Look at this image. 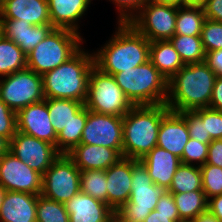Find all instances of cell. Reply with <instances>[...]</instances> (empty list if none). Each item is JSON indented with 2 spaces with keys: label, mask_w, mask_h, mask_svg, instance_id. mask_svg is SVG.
Returning <instances> with one entry per match:
<instances>
[{
  "label": "cell",
  "mask_w": 222,
  "mask_h": 222,
  "mask_svg": "<svg viewBox=\"0 0 222 222\" xmlns=\"http://www.w3.org/2000/svg\"><path fill=\"white\" fill-rule=\"evenodd\" d=\"M216 77L206 62L184 65L168 80L165 104L175 112L208 108Z\"/></svg>",
  "instance_id": "obj_1"
},
{
  "label": "cell",
  "mask_w": 222,
  "mask_h": 222,
  "mask_svg": "<svg viewBox=\"0 0 222 222\" xmlns=\"http://www.w3.org/2000/svg\"><path fill=\"white\" fill-rule=\"evenodd\" d=\"M117 24L114 36L93 52L95 67L108 75L135 68L150 59V41L129 23Z\"/></svg>",
  "instance_id": "obj_2"
},
{
  "label": "cell",
  "mask_w": 222,
  "mask_h": 222,
  "mask_svg": "<svg viewBox=\"0 0 222 222\" xmlns=\"http://www.w3.org/2000/svg\"><path fill=\"white\" fill-rule=\"evenodd\" d=\"M93 53L80 49L67 62L42 75L46 99H72L85 103Z\"/></svg>",
  "instance_id": "obj_3"
},
{
  "label": "cell",
  "mask_w": 222,
  "mask_h": 222,
  "mask_svg": "<svg viewBox=\"0 0 222 222\" xmlns=\"http://www.w3.org/2000/svg\"><path fill=\"white\" fill-rule=\"evenodd\" d=\"M169 110L165 103L134 106L123 117L122 156L140 160L157 146L159 126Z\"/></svg>",
  "instance_id": "obj_4"
},
{
  "label": "cell",
  "mask_w": 222,
  "mask_h": 222,
  "mask_svg": "<svg viewBox=\"0 0 222 222\" xmlns=\"http://www.w3.org/2000/svg\"><path fill=\"white\" fill-rule=\"evenodd\" d=\"M112 76L134 106L166 103L168 81L150 60Z\"/></svg>",
  "instance_id": "obj_5"
},
{
  "label": "cell",
  "mask_w": 222,
  "mask_h": 222,
  "mask_svg": "<svg viewBox=\"0 0 222 222\" xmlns=\"http://www.w3.org/2000/svg\"><path fill=\"white\" fill-rule=\"evenodd\" d=\"M82 40L77 32L54 28L27 54V68L40 75L57 68L81 49Z\"/></svg>",
  "instance_id": "obj_6"
},
{
  "label": "cell",
  "mask_w": 222,
  "mask_h": 222,
  "mask_svg": "<svg viewBox=\"0 0 222 222\" xmlns=\"http://www.w3.org/2000/svg\"><path fill=\"white\" fill-rule=\"evenodd\" d=\"M164 189L154 184L145 166L132 159V181L129 201L115 211L117 222H144L151 211L155 210L157 202Z\"/></svg>",
  "instance_id": "obj_7"
},
{
  "label": "cell",
  "mask_w": 222,
  "mask_h": 222,
  "mask_svg": "<svg viewBox=\"0 0 222 222\" xmlns=\"http://www.w3.org/2000/svg\"><path fill=\"white\" fill-rule=\"evenodd\" d=\"M84 106L96 113L124 117L134 105L117 85L114 77L95 66L89 74Z\"/></svg>",
  "instance_id": "obj_8"
},
{
  "label": "cell",
  "mask_w": 222,
  "mask_h": 222,
  "mask_svg": "<svg viewBox=\"0 0 222 222\" xmlns=\"http://www.w3.org/2000/svg\"><path fill=\"white\" fill-rule=\"evenodd\" d=\"M4 78L0 79V99L14 112L45 99L42 75L31 69L25 68Z\"/></svg>",
  "instance_id": "obj_9"
},
{
  "label": "cell",
  "mask_w": 222,
  "mask_h": 222,
  "mask_svg": "<svg viewBox=\"0 0 222 222\" xmlns=\"http://www.w3.org/2000/svg\"><path fill=\"white\" fill-rule=\"evenodd\" d=\"M178 7L147 1L129 24L148 41L170 40L175 35Z\"/></svg>",
  "instance_id": "obj_10"
},
{
  "label": "cell",
  "mask_w": 222,
  "mask_h": 222,
  "mask_svg": "<svg viewBox=\"0 0 222 222\" xmlns=\"http://www.w3.org/2000/svg\"><path fill=\"white\" fill-rule=\"evenodd\" d=\"M80 172L67 154H61L42 177V195L65 204L80 192Z\"/></svg>",
  "instance_id": "obj_11"
},
{
  "label": "cell",
  "mask_w": 222,
  "mask_h": 222,
  "mask_svg": "<svg viewBox=\"0 0 222 222\" xmlns=\"http://www.w3.org/2000/svg\"><path fill=\"white\" fill-rule=\"evenodd\" d=\"M123 117L96 113L87 109V120L82 132V144L105 146L123 150Z\"/></svg>",
  "instance_id": "obj_12"
},
{
  "label": "cell",
  "mask_w": 222,
  "mask_h": 222,
  "mask_svg": "<svg viewBox=\"0 0 222 222\" xmlns=\"http://www.w3.org/2000/svg\"><path fill=\"white\" fill-rule=\"evenodd\" d=\"M42 177L10 151L0 157V185L6 191L41 195Z\"/></svg>",
  "instance_id": "obj_13"
},
{
  "label": "cell",
  "mask_w": 222,
  "mask_h": 222,
  "mask_svg": "<svg viewBox=\"0 0 222 222\" xmlns=\"http://www.w3.org/2000/svg\"><path fill=\"white\" fill-rule=\"evenodd\" d=\"M9 151L42 176L61 155L56 146L19 131L10 140Z\"/></svg>",
  "instance_id": "obj_14"
},
{
  "label": "cell",
  "mask_w": 222,
  "mask_h": 222,
  "mask_svg": "<svg viewBox=\"0 0 222 222\" xmlns=\"http://www.w3.org/2000/svg\"><path fill=\"white\" fill-rule=\"evenodd\" d=\"M17 131L56 146L57 134L51 124L46 98L30 104L16 113Z\"/></svg>",
  "instance_id": "obj_15"
},
{
  "label": "cell",
  "mask_w": 222,
  "mask_h": 222,
  "mask_svg": "<svg viewBox=\"0 0 222 222\" xmlns=\"http://www.w3.org/2000/svg\"><path fill=\"white\" fill-rule=\"evenodd\" d=\"M69 222H112L115 211L105 202L83 192L74 195L65 204Z\"/></svg>",
  "instance_id": "obj_16"
},
{
  "label": "cell",
  "mask_w": 222,
  "mask_h": 222,
  "mask_svg": "<svg viewBox=\"0 0 222 222\" xmlns=\"http://www.w3.org/2000/svg\"><path fill=\"white\" fill-rule=\"evenodd\" d=\"M1 34L30 53L54 29L52 25H31L25 20L0 19Z\"/></svg>",
  "instance_id": "obj_17"
},
{
  "label": "cell",
  "mask_w": 222,
  "mask_h": 222,
  "mask_svg": "<svg viewBox=\"0 0 222 222\" xmlns=\"http://www.w3.org/2000/svg\"><path fill=\"white\" fill-rule=\"evenodd\" d=\"M106 172L107 204L116 211L129 201L132 181V159L122 157Z\"/></svg>",
  "instance_id": "obj_18"
},
{
  "label": "cell",
  "mask_w": 222,
  "mask_h": 222,
  "mask_svg": "<svg viewBox=\"0 0 222 222\" xmlns=\"http://www.w3.org/2000/svg\"><path fill=\"white\" fill-rule=\"evenodd\" d=\"M190 139L185 119L179 112L169 110L162 118L157 136V146L181 158Z\"/></svg>",
  "instance_id": "obj_19"
},
{
  "label": "cell",
  "mask_w": 222,
  "mask_h": 222,
  "mask_svg": "<svg viewBox=\"0 0 222 222\" xmlns=\"http://www.w3.org/2000/svg\"><path fill=\"white\" fill-rule=\"evenodd\" d=\"M0 19L25 20L31 25H51L47 0H3Z\"/></svg>",
  "instance_id": "obj_20"
},
{
  "label": "cell",
  "mask_w": 222,
  "mask_h": 222,
  "mask_svg": "<svg viewBox=\"0 0 222 222\" xmlns=\"http://www.w3.org/2000/svg\"><path fill=\"white\" fill-rule=\"evenodd\" d=\"M139 161L147 169L152 182L165 191L169 189L176 169L181 164L179 157L158 146Z\"/></svg>",
  "instance_id": "obj_21"
},
{
  "label": "cell",
  "mask_w": 222,
  "mask_h": 222,
  "mask_svg": "<svg viewBox=\"0 0 222 222\" xmlns=\"http://www.w3.org/2000/svg\"><path fill=\"white\" fill-rule=\"evenodd\" d=\"M67 155L74 161L80 171L95 169L107 170L123 157L113 148L82 143Z\"/></svg>",
  "instance_id": "obj_22"
},
{
  "label": "cell",
  "mask_w": 222,
  "mask_h": 222,
  "mask_svg": "<svg viewBox=\"0 0 222 222\" xmlns=\"http://www.w3.org/2000/svg\"><path fill=\"white\" fill-rule=\"evenodd\" d=\"M38 195L6 191L0 207V222H37Z\"/></svg>",
  "instance_id": "obj_23"
},
{
  "label": "cell",
  "mask_w": 222,
  "mask_h": 222,
  "mask_svg": "<svg viewBox=\"0 0 222 222\" xmlns=\"http://www.w3.org/2000/svg\"><path fill=\"white\" fill-rule=\"evenodd\" d=\"M51 25L57 29L79 32L78 21L92 0H47Z\"/></svg>",
  "instance_id": "obj_24"
},
{
  "label": "cell",
  "mask_w": 222,
  "mask_h": 222,
  "mask_svg": "<svg viewBox=\"0 0 222 222\" xmlns=\"http://www.w3.org/2000/svg\"><path fill=\"white\" fill-rule=\"evenodd\" d=\"M149 60L167 81L185 65L170 40L150 42Z\"/></svg>",
  "instance_id": "obj_25"
},
{
  "label": "cell",
  "mask_w": 222,
  "mask_h": 222,
  "mask_svg": "<svg viewBox=\"0 0 222 222\" xmlns=\"http://www.w3.org/2000/svg\"><path fill=\"white\" fill-rule=\"evenodd\" d=\"M27 68V56L12 40L0 35V77Z\"/></svg>",
  "instance_id": "obj_26"
},
{
  "label": "cell",
  "mask_w": 222,
  "mask_h": 222,
  "mask_svg": "<svg viewBox=\"0 0 222 222\" xmlns=\"http://www.w3.org/2000/svg\"><path fill=\"white\" fill-rule=\"evenodd\" d=\"M46 104L56 134L70 124L73 116L84 107L83 102L72 99H46Z\"/></svg>",
  "instance_id": "obj_27"
},
{
  "label": "cell",
  "mask_w": 222,
  "mask_h": 222,
  "mask_svg": "<svg viewBox=\"0 0 222 222\" xmlns=\"http://www.w3.org/2000/svg\"><path fill=\"white\" fill-rule=\"evenodd\" d=\"M86 120L87 108L84 106L73 116L71 123L57 134L56 149L60 154H68L80 144Z\"/></svg>",
  "instance_id": "obj_28"
},
{
  "label": "cell",
  "mask_w": 222,
  "mask_h": 222,
  "mask_svg": "<svg viewBox=\"0 0 222 222\" xmlns=\"http://www.w3.org/2000/svg\"><path fill=\"white\" fill-rule=\"evenodd\" d=\"M205 19L202 7H178L175 35L200 36Z\"/></svg>",
  "instance_id": "obj_29"
},
{
  "label": "cell",
  "mask_w": 222,
  "mask_h": 222,
  "mask_svg": "<svg viewBox=\"0 0 222 222\" xmlns=\"http://www.w3.org/2000/svg\"><path fill=\"white\" fill-rule=\"evenodd\" d=\"M173 194L180 220H194L207 211L208 200L203 190Z\"/></svg>",
  "instance_id": "obj_30"
},
{
  "label": "cell",
  "mask_w": 222,
  "mask_h": 222,
  "mask_svg": "<svg viewBox=\"0 0 222 222\" xmlns=\"http://www.w3.org/2000/svg\"><path fill=\"white\" fill-rule=\"evenodd\" d=\"M202 190L200 166L181 163L173 176L167 191L170 193H186Z\"/></svg>",
  "instance_id": "obj_31"
},
{
  "label": "cell",
  "mask_w": 222,
  "mask_h": 222,
  "mask_svg": "<svg viewBox=\"0 0 222 222\" xmlns=\"http://www.w3.org/2000/svg\"><path fill=\"white\" fill-rule=\"evenodd\" d=\"M170 42L185 65L205 62L206 53L200 36L174 35Z\"/></svg>",
  "instance_id": "obj_32"
},
{
  "label": "cell",
  "mask_w": 222,
  "mask_h": 222,
  "mask_svg": "<svg viewBox=\"0 0 222 222\" xmlns=\"http://www.w3.org/2000/svg\"><path fill=\"white\" fill-rule=\"evenodd\" d=\"M107 179L105 170H84L80 172V192L88 194L107 204Z\"/></svg>",
  "instance_id": "obj_33"
},
{
  "label": "cell",
  "mask_w": 222,
  "mask_h": 222,
  "mask_svg": "<svg viewBox=\"0 0 222 222\" xmlns=\"http://www.w3.org/2000/svg\"><path fill=\"white\" fill-rule=\"evenodd\" d=\"M37 222H69V214L63 203L38 195Z\"/></svg>",
  "instance_id": "obj_34"
},
{
  "label": "cell",
  "mask_w": 222,
  "mask_h": 222,
  "mask_svg": "<svg viewBox=\"0 0 222 222\" xmlns=\"http://www.w3.org/2000/svg\"><path fill=\"white\" fill-rule=\"evenodd\" d=\"M202 190L206 199L222 194V168L211 164L200 166Z\"/></svg>",
  "instance_id": "obj_35"
},
{
  "label": "cell",
  "mask_w": 222,
  "mask_h": 222,
  "mask_svg": "<svg viewBox=\"0 0 222 222\" xmlns=\"http://www.w3.org/2000/svg\"><path fill=\"white\" fill-rule=\"evenodd\" d=\"M200 37L205 53L222 49V22L205 19Z\"/></svg>",
  "instance_id": "obj_36"
},
{
  "label": "cell",
  "mask_w": 222,
  "mask_h": 222,
  "mask_svg": "<svg viewBox=\"0 0 222 222\" xmlns=\"http://www.w3.org/2000/svg\"><path fill=\"white\" fill-rule=\"evenodd\" d=\"M208 146L209 144L190 138L183 149V154L180 158L181 163L196 164L197 166L204 165L208 157Z\"/></svg>",
  "instance_id": "obj_37"
},
{
  "label": "cell",
  "mask_w": 222,
  "mask_h": 222,
  "mask_svg": "<svg viewBox=\"0 0 222 222\" xmlns=\"http://www.w3.org/2000/svg\"><path fill=\"white\" fill-rule=\"evenodd\" d=\"M179 113L186 121L191 139L206 144L212 141L210 136H206V121H203L195 111H183Z\"/></svg>",
  "instance_id": "obj_38"
},
{
  "label": "cell",
  "mask_w": 222,
  "mask_h": 222,
  "mask_svg": "<svg viewBox=\"0 0 222 222\" xmlns=\"http://www.w3.org/2000/svg\"><path fill=\"white\" fill-rule=\"evenodd\" d=\"M194 111L206 121V136H210L212 140L222 139V112L211 108Z\"/></svg>",
  "instance_id": "obj_39"
},
{
  "label": "cell",
  "mask_w": 222,
  "mask_h": 222,
  "mask_svg": "<svg viewBox=\"0 0 222 222\" xmlns=\"http://www.w3.org/2000/svg\"><path fill=\"white\" fill-rule=\"evenodd\" d=\"M17 132L16 112L11 110L0 99V135L9 141Z\"/></svg>",
  "instance_id": "obj_40"
},
{
  "label": "cell",
  "mask_w": 222,
  "mask_h": 222,
  "mask_svg": "<svg viewBox=\"0 0 222 222\" xmlns=\"http://www.w3.org/2000/svg\"><path fill=\"white\" fill-rule=\"evenodd\" d=\"M110 1V0H109ZM117 6L119 17L117 23H129L149 0H111Z\"/></svg>",
  "instance_id": "obj_41"
},
{
  "label": "cell",
  "mask_w": 222,
  "mask_h": 222,
  "mask_svg": "<svg viewBox=\"0 0 222 222\" xmlns=\"http://www.w3.org/2000/svg\"><path fill=\"white\" fill-rule=\"evenodd\" d=\"M155 210L164 215H179L173 194H171L169 191H164V193L161 195Z\"/></svg>",
  "instance_id": "obj_42"
},
{
  "label": "cell",
  "mask_w": 222,
  "mask_h": 222,
  "mask_svg": "<svg viewBox=\"0 0 222 222\" xmlns=\"http://www.w3.org/2000/svg\"><path fill=\"white\" fill-rule=\"evenodd\" d=\"M202 8L206 19L222 22V0H206Z\"/></svg>",
  "instance_id": "obj_43"
},
{
  "label": "cell",
  "mask_w": 222,
  "mask_h": 222,
  "mask_svg": "<svg viewBox=\"0 0 222 222\" xmlns=\"http://www.w3.org/2000/svg\"><path fill=\"white\" fill-rule=\"evenodd\" d=\"M205 164L222 168V139L212 140L208 146V157Z\"/></svg>",
  "instance_id": "obj_44"
},
{
  "label": "cell",
  "mask_w": 222,
  "mask_h": 222,
  "mask_svg": "<svg viewBox=\"0 0 222 222\" xmlns=\"http://www.w3.org/2000/svg\"><path fill=\"white\" fill-rule=\"evenodd\" d=\"M208 108L222 112V76H217L215 79Z\"/></svg>",
  "instance_id": "obj_45"
},
{
  "label": "cell",
  "mask_w": 222,
  "mask_h": 222,
  "mask_svg": "<svg viewBox=\"0 0 222 222\" xmlns=\"http://www.w3.org/2000/svg\"><path fill=\"white\" fill-rule=\"evenodd\" d=\"M205 62L217 76H222V49L207 52Z\"/></svg>",
  "instance_id": "obj_46"
},
{
  "label": "cell",
  "mask_w": 222,
  "mask_h": 222,
  "mask_svg": "<svg viewBox=\"0 0 222 222\" xmlns=\"http://www.w3.org/2000/svg\"><path fill=\"white\" fill-rule=\"evenodd\" d=\"M207 210L222 222V194L208 199Z\"/></svg>",
  "instance_id": "obj_47"
},
{
  "label": "cell",
  "mask_w": 222,
  "mask_h": 222,
  "mask_svg": "<svg viewBox=\"0 0 222 222\" xmlns=\"http://www.w3.org/2000/svg\"><path fill=\"white\" fill-rule=\"evenodd\" d=\"M180 221L179 215H164L156 210L150 212L145 218L144 222H178Z\"/></svg>",
  "instance_id": "obj_48"
},
{
  "label": "cell",
  "mask_w": 222,
  "mask_h": 222,
  "mask_svg": "<svg viewBox=\"0 0 222 222\" xmlns=\"http://www.w3.org/2000/svg\"><path fill=\"white\" fill-rule=\"evenodd\" d=\"M193 222H220L213 214L208 210L200 215H198Z\"/></svg>",
  "instance_id": "obj_49"
},
{
  "label": "cell",
  "mask_w": 222,
  "mask_h": 222,
  "mask_svg": "<svg viewBox=\"0 0 222 222\" xmlns=\"http://www.w3.org/2000/svg\"><path fill=\"white\" fill-rule=\"evenodd\" d=\"M10 141L0 135V157L9 151Z\"/></svg>",
  "instance_id": "obj_50"
},
{
  "label": "cell",
  "mask_w": 222,
  "mask_h": 222,
  "mask_svg": "<svg viewBox=\"0 0 222 222\" xmlns=\"http://www.w3.org/2000/svg\"><path fill=\"white\" fill-rule=\"evenodd\" d=\"M206 0H181V6H199L202 7Z\"/></svg>",
  "instance_id": "obj_51"
},
{
  "label": "cell",
  "mask_w": 222,
  "mask_h": 222,
  "mask_svg": "<svg viewBox=\"0 0 222 222\" xmlns=\"http://www.w3.org/2000/svg\"><path fill=\"white\" fill-rule=\"evenodd\" d=\"M153 2L159 3V4H168L180 7L181 6V0H152Z\"/></svg>",
  "instance_id": "obj_52"
},
{
  "label": "cell",
  "mask_w": 222,
  "mask_h": 222,
  "mask_svg": "<svg viewBox=\"0 0 222 222\" xmlns=\"http://www.w3.org/2000/svg\"><path fill=\"white\" fill-rule=\"evenodd\" d=\"M6 190L0 185V207L3 203V198L5 196Z\"/></svg>",
  "instance_id": "obj_53"
},
{
  "label": "cell",
  "mask_w": 222,
  "mask_h": 222,
  "mask_svg": "<svg viewBox=\"0 0 222 222\" xmlns=\"http://www.w3.org/2000/svg\"><path fill=\"white\" fill-rule=\"evenodd\" d=\"M178 222H193V220H180Z\"/></svg>",
  "instance_id": "obj_54"
}]
</instances>
